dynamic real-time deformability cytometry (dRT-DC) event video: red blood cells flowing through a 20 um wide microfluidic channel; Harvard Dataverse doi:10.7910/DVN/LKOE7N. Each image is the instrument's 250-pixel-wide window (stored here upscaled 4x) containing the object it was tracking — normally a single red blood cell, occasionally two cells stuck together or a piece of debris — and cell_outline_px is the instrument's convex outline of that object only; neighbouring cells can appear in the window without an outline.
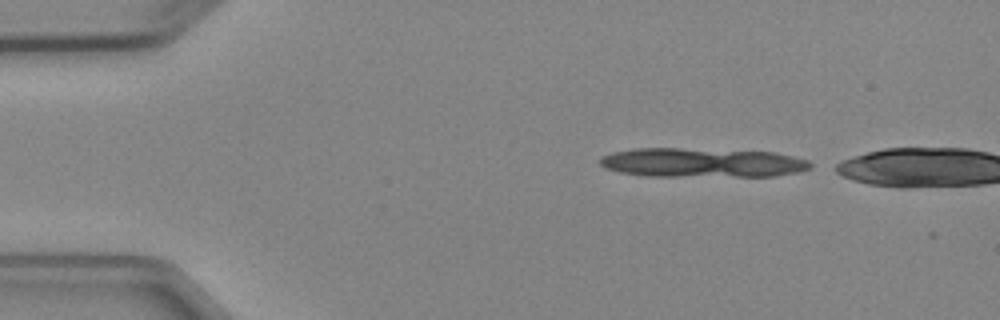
{"species": "Egyptian fruit bat (a non-hibernating species)", "species_latin": "Rousettus aegyptiacus", "temperature_condition": "cold", "stored_images_in_passage": 2, "camera_frame_rate_fps": 3000, "um_per_image_px": 0.085, "animal": {"sex": "female"}, "frame": {"image": 1, "passage_image": 1, "time_ms": 0.0, "image_size_px": [1000, 320], "cell_outline_px": [[812, 168], [800, 172], [776, 176], [644, 176], [620, 172], [604, 168], [600, 164], [600, 156], [612, 152], [632, 148], [680, 148], [776, 152], [808, 160], [812, 164]], "centroid_in_image_um": [59.68, 13.82], "position_along_channel_um": 25.3, "area_um2": 36.24}}